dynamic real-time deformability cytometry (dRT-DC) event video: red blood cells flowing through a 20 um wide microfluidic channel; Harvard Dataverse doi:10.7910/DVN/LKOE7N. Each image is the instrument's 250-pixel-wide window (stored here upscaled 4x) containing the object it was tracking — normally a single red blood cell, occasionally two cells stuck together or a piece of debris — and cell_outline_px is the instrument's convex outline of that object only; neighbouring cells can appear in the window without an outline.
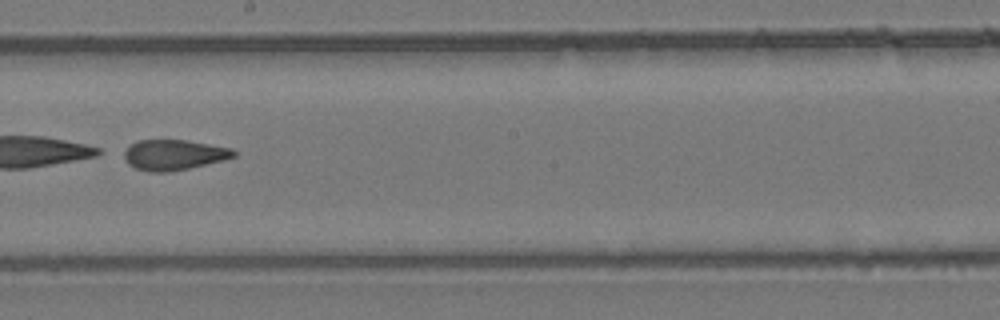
{"species": "common noctule bat (a hibernating species)", "species_latin": "Nyctalus noctula", "temperature_condition": "room temperature", "stored_images_in_passage": 55, "camera_frame_rate_fps": 3000, "um_per_image_px": 0.085, "animal": {"sex": "female", "body_mass_g": 24.6, "forearm_length_mm": 56.2}, "frame": {"image": 1, "passage_image": 32, "time_ms": 10.333, "image_size_px": [1000, 320], "cell_outline_px": [[236, 156], [224, 160], [188, 168], [164, 172], [148, 172], [136, 168], [128, 164], [124, 156], [124, 152], [136, 140], [184, 140], [232, 148], [236, 152]], "centroid_in_image_um": [14.78, 13.16], "position_along_channel_um": 233.4, "area_um2": 19.19}}